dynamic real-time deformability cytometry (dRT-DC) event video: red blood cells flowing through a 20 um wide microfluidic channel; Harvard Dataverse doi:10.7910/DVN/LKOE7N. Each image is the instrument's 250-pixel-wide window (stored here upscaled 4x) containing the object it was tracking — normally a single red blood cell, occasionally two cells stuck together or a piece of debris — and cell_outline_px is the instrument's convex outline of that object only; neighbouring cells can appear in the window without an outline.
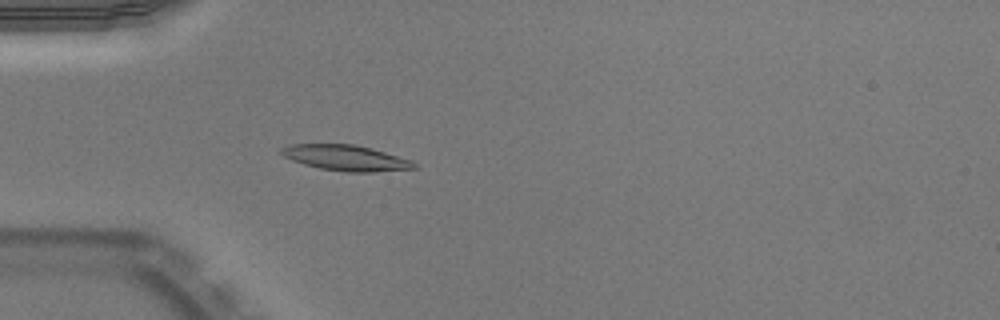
{"species": "Egyptian fruit bat (a non-hibernating species)", "species_latin": "Rousettus aegyptiacus", "temperature_condition": "warm", "stored_images_in_passage": 52, "camera_frame_rate_fps": 3000, "um_per_image_px": 0.085, "animal": {"sex": "male"}, "frame": {"image": 1, "passage_image": 16, "time_ms": 5.0, "image_size_px": [1000, 320], "cell_outline_px": [[416, 168], [372, 172], [344, 172], [320, 168], [304, 164], [292, 160], [284, 156], [280, 152], [280, 148], [292, 144], [352, 144], [372, 148], [412, 160], [416, 164]], "centroid_in_image_um": [29.4, 13.42], "position_along_channel_um": 55.6, "area_um2": 19.77}}
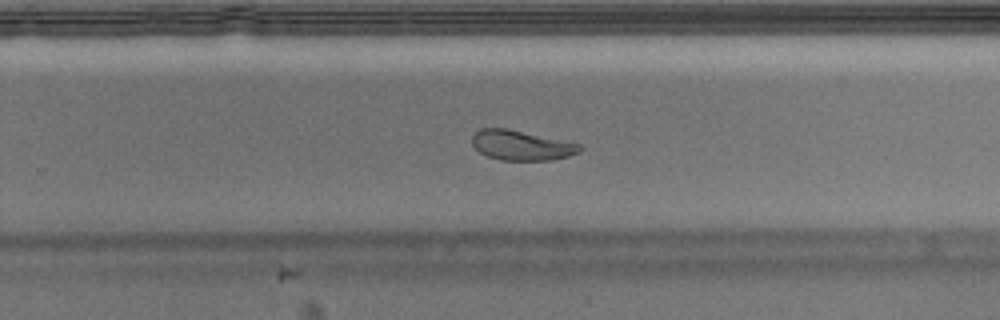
{"frame": {"image": 2, "passage_image": 34, "time_ms": 11.0, "image_size_px": [1000, 320], "cell_outline_px": [[584, 148], [580, 152], [568, 156], [548, 160], [500, 160], [488, 156], [480, 152], [472, 144], [472, 136], [480, 128], [504, 128], [580, 144]], "centroid_in_image_um": [44.31, 12.36], "position_along_channel_um": 285.5, "area_um2": 18.44}}
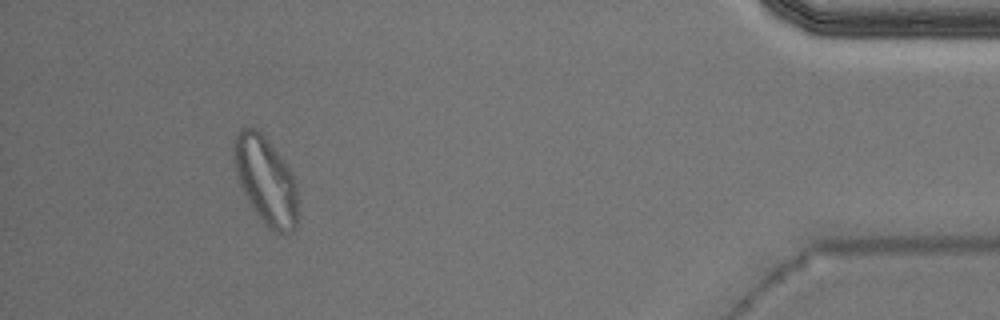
{"frame": {"image": 3, "passage_image": 48, "time_ms": 15.667, "image_size_px": [1000, 320], "cell_outline_px": [[296, 228], [292, 232], [276, 232], [264, 224], [256, 212], [244, 192], [240, 184], [232, 160], [232, 140], [236, 132], [252, 124], [264, 136], [284, 160], [296, 184]], "centroid_in_image_um": [22.54, 15.26], "position_along_channel_um": 412.7, "area_um2": 32.43}, "authors_computed_cell_mechanics": {"area_um2": 19.1029, "velocity_mm_per_s": 3.9418, "shape_relaxation_time_tau1_ms": null, "shape_relaxation_time_tau2_ms": 3.1081, "deformation_change_tau1": null, "deformation_change_tau2": 0.0883}}